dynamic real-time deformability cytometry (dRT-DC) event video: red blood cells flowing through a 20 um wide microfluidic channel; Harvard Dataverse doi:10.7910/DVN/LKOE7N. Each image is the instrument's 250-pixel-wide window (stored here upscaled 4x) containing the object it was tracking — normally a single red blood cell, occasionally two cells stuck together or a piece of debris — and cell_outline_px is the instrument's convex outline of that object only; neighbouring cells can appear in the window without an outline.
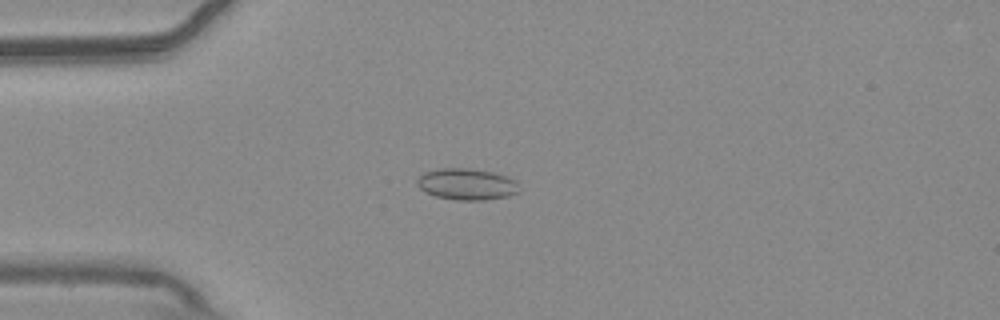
{"species": "common noctule bat (a hibernating species)", "species_latin": "Nyctalus noctula", "temperature_condition": "warm", "stored_images_in_passage": 55, "camera_frame_rate_fps": 3000, "um_per_image_px": 0.085, "animal": {"sex": "male", "body_mass_g": 20.4}, "frame": {"image": 1, "passage_image": 15, "time_ms": 4.667, "image_size_px": [1000, 320], "cell_outline_px": [[520, 192], [508, 196], [484, 200], [456, 200], [436, 196], [424, 192], [416, 184], [416, 180], [424, 172], [440, 168], [468, 168], [496, 172], [508, 176], [516, 180]], "centroid_in_image_um": [39.69, 15.65], "position_along_channel_um": 45.3, "area_um2": 18.96}}
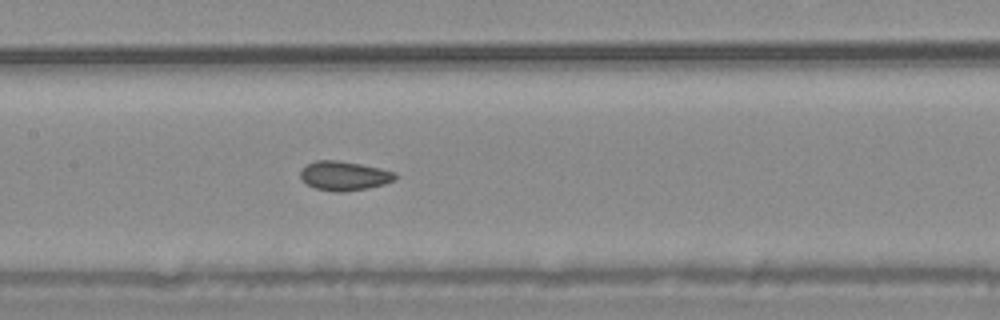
{"frame": {"image": 2, "passage_image": 27, "time_ms": 8.667, "image_size_px": [1000, 320], "cell_outline_px": [[400, 176], [396, 180], [384, 184], [368, 188], [344, 192], [332, 192], [316, 188], [308, 184], [300, 176], [300, 172], [308, 164], [316, 160], [336, 160], [360, 164], [380, 168], [396, 172]], "centroid_in_image_um": [29.32, 14.95], "position_along_channel_um": 178.1, "area_um2": 16.18}}
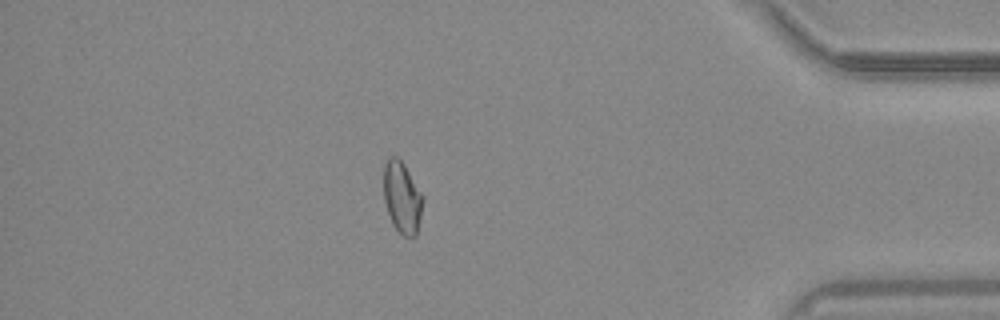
{"frame": {"image": 3, "passage_image": 48, "time_ms": 15.667, "image_size_px": [1000, 320], "cell_outline_px": [[424, 200], [416, 236], [404, 236], [392, 224], [384, 200], [384, 164], [388, 156], [396, 156], [404, 164], [424, 196]], "centroid_in_image_um": [34.18, 16.76], "position_along_channel_um": 401.0, "area_um2": 16.36}, "authors_computed_cell_mechanics": {"area_um2": 16.7042, "velocity_mm_per_s": 3.7403, "shape_relaxation_time_tau1_ms": null, "shape_relaxation_time_tau2_ms": 1.6972, "deformation_change_tau1": null, "deformation_change_tau2": 0.0535}}